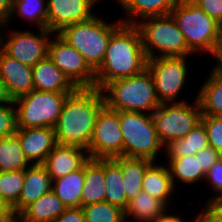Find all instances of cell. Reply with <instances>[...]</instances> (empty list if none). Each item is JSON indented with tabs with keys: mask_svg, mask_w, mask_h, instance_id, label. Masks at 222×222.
Returning a JSON list of instances; mask_svg holds the SVG:
<instances>
[{
	"mask_svg": "<svg viewBox=\"0 0 222 222\" xmlns=\"http://www.w3.org/2000/svg\"><path fill=\"white\" fill-rule=\"evenodd\" d=\"M104 105L103 94L95 87L77 88L68 94L54 127L57 144L88 150L97 115Z\"/></svg>",
	"mask_w": 222,
	"mask_h": 222,
	"instance_id": "obj_1",
	"label": "cell"
},
{
	"mask_svg": "<svg viewBox=\"0 0 222 222\" xmlns=\"http://www.w3.org/2000/svg\"><path fill=\"white\" fill-rule=\"evenodd\" d=\"M141 35L135 24L122 23L111 35L103 62L95 72V88L130 77L147 68Z\"/></svg>",
	"mask_w": 222,
	"mask_h": 222,
	"instance_id": "obj_2",
	"label": "cell"
},
{
	"mask_svg": "<svg viewBox=\"0 0 222 222\" xmlns=\"http://www.w3.org/2000/svg\"><path fill=\"white\" fill-rule=\"evenodd\" d=\"M101 92L105 105L117 112H141L152 115L160 106L153 77L147 68L136 75L107 83Z\"/></svg>",
	"mask_w": 222,
	"mask_h": 222,
	"instance_id": "obj_3",
	"label": "cell"
},
{
	"mask_svg": "<svg viewBox=\"0 0 222 222\" xmlns=\"http://www.w3.org/2000/svg\"><path fill=\"white\" fill-rule=\"evenodd\" d=\"M123 22H107L98 14L90 19L63 28L57 34L69 45L76 48L89 67L96 72L101 66L112 33Z\"/></svg>",
	"mask_w": 222,
	"mask_h": 222,
	"instance_id": "obj_4",
	"label": "cell"
},
{
	"mask_svg": "<svg viewBox=\"0 0 222 222\" xmlns=\"http://www.w3.org/2000/svg\"><path fill=\"white\" fill-rule=\"evenodd\" d=\"M135 25L139 29L147 59L190 57L193 54L171 15L148 17Z\"/></svg>",
	"mask_w": 222,
	"mask_h": 222,
	"instance_id": "obj_5",
	"label": "cell"
},
{
	"mask_svg": "<svg viewBox=\"0 0 222 222\" xmlns=\"http://www.w3.org/2000/svg\"><path fill=\"white\" fill-rule=\"evenodd\" d=\"M170 15L183 33L193 54H209L212 51L220 23L211 18L193 0H180Z\"/></svg>",
	"mask_w": 222,
	"mask_h": 222,
	"instance_id": "obj_6",
	"label": "cell"
},
{
	"mask_svg": "<svg viewBox=\"0 0 222 222\" xmlns=\"http://www.w3.org/2000/svg\"><path fill=\"white\" fill-rule=\"evenodd\" d=\"M123 135V157L158 161L164 146L157 137L152 115L141 112L119 111Z\"/></svg>",
	"mask_w": 222,
	"mask_h": 222,
	"instance_id": "obj_7",
	"label": "cell"
},
{
	"mask_svg": "<svg viewBox=\"0 0 222 222\" xmlns=\"http://www.w3.org/2000/svg\"><path fill=\"white\" fill-rule=\"evenodd\" d=\"M33 89L14 100L17 128H54L68 94Z\"/></svg>",
	"mask_w": 222,
	"mask_h": 222,
	"instance_id": "obj_8",
	"label": "cell"
},
{
	"mask_svg": "<svg viewBox=\"0 0 222 222\" xmlns=\"http://www.w3.org/2000/svg\"><path fill=\"white\" fill-rule=\"evenodd\" d=\"M193 102L161 103L153 112L157 137L165 147L175 139L183 138L201 122L202 112L198 99Z\"/></svg>",
	"mask_w": 222,
	"mask_h": 222,
	"instance_id": "obj_9",
	"label": "cell"
},
{
	"mask_svg": "<svg viewBox=\"0 0 222 222\" xmlns=\"http://www.w3.org/2000/svg\"><path fill=\"white\" fill-rule=\"evenodd\" d=\"M35 31L13 30L10 26H2L0 27V48L8 56L33 67L39 61L48 57L49 42L54 34L48 29H37Z\"/></svg>",
	"mask_w": 222,
	"mask_h": 222,
	"instance_id": "obj_10",
	"label": "cell"
},
{
	"mask_svg": "<svg viewBox=\"0 0 222 222\" xmlns=\"http://www.w3.org/2000/svg\"><path fill=\"white\" fill-rule=\"evenodd\" d=\"M187 60V57H155L147 60V69L153 77L160 104L186 101L179 97L184 94L182 90L189 81Z\"/></svg>",
	"mask_w": 222,
	"mask_h": 222,
	"instance_id": "obj_11",
	"label": "cell"
},
{
	"mask_svg": "<svg viewBox=\"0 0 222 222\" xmlns=\"http://www.w3.org/2000/svg\"><path fill=\"white\" fill-rule=\"evenodd\" d=\"M88 155L93 159H111L123 156V135L119 111L104 105L97 115Z\"/></svg>",
	"mask_w": 222,
	"mask_h": 222,
	"instance_id": "obj_12",
	"label": "cell"
},
{
	"mask_svg": "<svg viewBox=\"0 0 222 222\" xmlns=\"http://www.w3.org/2000/svg\"><path fill=\"white\" fill-rule=\"evenodd\" d=\"M52 38L48 46L49 59L77 88H94L95 72L85 62L82 54L57 33Z\"/></svg>",
	"mask_w": 222,
	"mask_h": 222,
	"instance_id": "obj_13",
	"label": "cell"
},
{
	"mask_svg": "<svg viewBox=\"0 0 222 222\" xmlns=\"http://www.w3.org/2000/svg\"><path fill=\"white\" fill-rule=\"evenodd\" d=\"M97 0H47V29L58 33L66 26L83 22L96 14Z\"/></svg>",
	"mask_w": 222,
	"mask_h": 222,
	"instance_id": "obj_14",
	"label": "cell"
},
{
	"mask_svg": "<svg viewBox=\"0 0 222 222\" xmlns=\"http://www.w3.org/2000/svg\"><path fill=\"white\" fill-rule=\"evenodd\" d=\"M15 135L31 165L43 164L57 145L55 130L52 127L17 128Z\"/></svg>",
	"mask_w": 222,
	"mask_h": 222,
	"instance_id": "obj_15",
	"label": "cell"
},
{
	"mask_svg": "<svg viewBox=\"0 0 222 222\" xmlns=\"http://www.w3.org/2000/svg\"><path fill=\"white\" fill-rule=\"evenodd\" d=\"M0 79L7 87L13 100L34 89L32 67L8 56L1 48Z\"/></svg>",
	"mask_w": 222,
	"mask_h": 222,
	"instance_id": "obj_16",
	"label": "cell"
},
{
	"mask_svg": "<svg viewBox=\"0 0 222 222\" xmlns=\"http://www.w3.org/2000/svg\"><path fill=\"white\" fill-rule=\"evenodd\" d=\"M89 159L88 151L81 147L57 144L42 165L55 180L80 169Z\"/></svg>",
	"mask_w": 222,
	"mask_h": 222,
	"instance_id": "obj_17",
	"label": "cell"
},
{
	"mask_svg": "<svg viewBox=\"0 0 222 222\" xmlns=\"http://www.w3.org/2000/svg\"><path fill=\"white\" fill-rule=\"evenodd\" d=\"M52 190V179L42 164L25 169V180L18 203L12 208L18 215L26 206Z\"/></svg>",
	"mask_w": 222,
	"mask_h": 222,
	"instance_id": "obj_18",
	"label": "cell"
},
{
	"mask_svg": "<svg viewBox=\"0 0 222 222\" xmlns=\"http://www.w3.org/2000/svg\"><path fill=\"white\" fill-rule=\"evenodd\" d=\"M180 0H118L125 16L119 18L125 24H137L148 17L170 15Z\"/></svg>",
	"mask_w": 222,
	"mask_h": 222,
	"instance_id": "obj_19",
	"label": "cell"
},
{
	"mask_svg": "<svg viewBox=\"0 0 222 222\" xmlns=\"http://www.w3.org/2000/svg\"><path fill=\"white\" fill-rule=\"evenodd\" d=\"M33 86L38 91L74 92L77 87L68 77L49 59L39 61L32 67Z\"/></svg>",
	"mask_w": 222,
	"mask_h": 222,
	"instance_id": "obj_20",
	"label": "cell"
},
{
	"mask_svg": "<svg viewBox=\"0 0 222 222\" xmlns=\"http://www.w3.org/2000/svg\"><path fill=\"white\" fill-rule=\"evenodd\" d=\"M165 165L153 161L146 168L142 180V191L162 201L169 208L171 207L169 201L174 200L172 198L175 197L177 188L174 187L169 169Z\"/></svg>",
	"mask_w": 222,
	"mask_h": 222,
	"instance_id": "obj_21",
	"label": "cell"
},
{
	"mask_svg": "<svg viewBox=\"0 0 222 222\" xmlns=\"http://www.w3.org/2000/svg\"><path fill=\"white\" fill-rule=\"evenodd\" d=\"M84 177L81 207L105 201L104 159L90 158L84 164Z\"/></svg>",
	"mask_w": 222,
	"mask_h": 222,
	"instance_id": "obj_22",
	"label": "cell"
},
{
	"mask_svg": "<svg viewBox=\"0 0 222 222\" xmlns=\"http://www.w3.org/2000/svg\"><path fill=\"white\" fill-rule=\"evenodd\" d=\"M196 93L202 115L222 116V73L211 69Z\"/></svg>",
	"mask_w": 222,
	"mask_h": 222,
	"instance_id": "obj_23",
	"label": "cell"
},
{
	"mask_svg": "<svg viewBox=\"0 0 222 222\" xmlns=\"http://www.w3.org/2000/svg\"><path fill=\"white\" fill-rule=\"evenodd\" d=\"M65 208L62 201L51 190L26 206L18 216L26 222H55Z\"/></svg>",
	"mask_w": 222,
	"mask_h": 222,
	"instance_id": "obj_24",
	"label": "cell"
},
{
	"mask_svg": "<svg viewBox=\"0 0 222 222\" xmlns=\"http://www.w3.org/2000/svg\"><path fill=\"white\" fill-rule=\"evenodd\" d=\"M120 167L123 174V189L129 201L142 191V180L146 168L153 162L145 158H127L118 156L112 158Z\"/></svg>",
	"mask_w": 222,
	"mask_h": 222,
	"instance_id": "obj_25",
	"label": "cell"
},
{
	"mask_svg": "<svg viewBox=\"0 0 222 222\" xmlns=\"http://www.w3.org/2000/svg\"><path fill=\"white\" fill-rule=\"evenodd\" d=\"M209 140L204 124L200 122L183 138H178L164 147L167 158L192 156L209 147Z\"/></svg>",
	"mask_w": 222,
	"mask_h": 222,
	"instance_id": "obj_26",
	"label": "cell"
},
{
	"mask_svg": "<svg viewBox=\"0 0 222 222\" xmlns=\"http://www.w3.org/2000/svg\"><path fill=\"white\" fill-rule=\"evenodd\" d=\"M166 209H168V207L162 201L141 191L136 197L129 200L127 208L125 209V221L151 222Z\"/></svg>",
	"mask_w": 222,
	"mask_h": 222,
	"instance_id": "obj_27",
	"label": "cell"
},
{
	"mask_svg": "<svg viewBox=\"0 0 222 222\" xmlns=\"http://www.w3.org/2000/svg\"><path fill=\"white\" fill-rule=\"evenodd\" d=\"M84 165L72 173L52 180V190L66 208L81 207Z\"/></svg>",
	"mask_w": 222,
	"mask_h": 222,
	"instance_id": "obj_28",
	"label": "cell"
},
{
	"mask_svg": "<svg viewBox=\"0 0 222 222\" xmlns=\"http://www.w3.org/2000/svg\"><path fill=\"white\" fill-rule=\"evenodd\" d=\"M169 163L166 166L169 169L174 187L179 182L185 185L199 184V182L205 181L206 174L200 167L199 157L181 156L166 159ZM179 181V182H178Z\"/></svg>",
	"mask_w": 222,
	"mask_h": 222,
	"instance_id": "obj_29",
	"label": "cell"
},
{
	"mask_svg": "<svg viewBox=\"0 0 222 222\" xmlns=\"http://www.w3.org/2000/svg\"><path fill=\"white\" fill-rule=\"evenodd\" d=\"M24 19L36 29H47V0H13L12 10L6 26L13 18ZM12 20V21H11Z\"/></svg>",
	"mask_w": 222,
	"mask_h": 222,
	"instance_id": "obj_30",
	"label": "cell"
},
{
	"mask_svg": "<svg viewBox=\"0 0 222 222\" xmlns=\"http://www.w3.org/2000/svg\"><path fill=\"white\" fill-rule=\"evenodd\" d=\"M104 178L105 201L125 210L129 201L123 189V174L121 167L112 158L104 159Z\"/></svg>",
	"mask_w": 222,
	"mask_h": 222,
	"instance_id": "obj_31",
	"label": "cell"
},
{
	"mask_svg": "<svg viewBox=\"0 0 222 222\" xmlns=\"http://www.w3.org/2000/svg\"><path fill=\"white\" fill-rule=\"evenodd\" d=\"M30 165L15 134L0 138V172L25 170Z\"/></svg>",
	"mask_w": 222,
	"mask_h": 222,
	"instance_id": "obj_32",
	"label": "cell"
},
{
	"mask_svg": "<svg viewBox=\"0 0 222 222\" xmlns=\"http://www.w3.org/2000/svg\"><path fill=\"white\" fill-rule=\"evenodd\" d=\"M85 222H126L125 210L103 201L81 207Z\"/></svg>",
	"mask_w": 222,
	"mask_h": 222,
	"instance_id": "obj_33",
	"label": "cell"
},
{
	"mask_svg": "<svg viewBox=\"0 0 222 222\" xmlns=\"http://www.w3.org/2000/svg\"><path fill=\"white\" fill-rule=\"evenodd\" d=\"M25 180V170L0 172V195L13 208L19 197Z\"/></svg>",
	"mask_w": 222,
	"mask_h": 222,
	"instance_id": "obj_34",
	"label": "cell"
},
{
	"mask_svg": "<svg viewBox=\"0 0 222 222\" xmlns=\"http://www.w3.org/2000/svg\"><path fill=\"white\" fill-rule=\"evenodd\" d=\"M209 145L222 155V116L202 115Z\"/></svg>",
	"mask_w": 222,
	"mask_h": 222,
	"instance_id": "obj_35",
	"label": "cell"
},
{
	"mask_svg": "<svg viewBox=\"0 0 222 222\" xmlns=\"http://www.w3.org/2000/svg\"><path fill=\"white\" fill-rule=\"evenodd\" d=\"M16 131L17 119L14 103L0 105V138L12 136Z\"/></svg>",
	"mask_w": 222,
	"mask_h": 222,
	"instance_id": "obj_36",
	"label": "cell"
},
{
	"mask_svg": "<svg viewBox=\"0 0 222 222\" xmlns=\"http://www.w3.org/2000/svg\"><path fill=\"white\" fill-rule=\"evenodd\" d=\"M204 182L208 183L214 194L216 193L214 196L222 195V158L206 173Z\"/></svg>",
	"mask_w": 222,
	"mask_h": 222,
	"instance_id": "obj_37",
	"label": "cell"
},
{
	"mask_svg": "<svg viewBox=\"0 0 222 222\" xmlns=\"http://www.w3.org/2000/svg\"><path fill=\"white\" fill-rule=\"evenodd\" d=\"M201 210L212 222H222V195L209 197Z\"/></svg>",
	"mask_w": 222,
	"mask_h": 222,
	"instance_id": "obj_38",
	"label": "cell"
},
{
	"mask_svg": "<svg viewBox=\"0 0 222 222\" xmlns=\"http://www.w3.org/2000/svg\"><path fill=\"white\" fill-rule=\"evenodd\" d=\"M196 157H199L200 167L206 174L218 159L221 158V154L217 152L213 147L209 146L196 153Z\"/></svg>",
	"mask_w": 222,
	"mask_h": 222,
	"instance_id": "obj_39",
	"label": "cell"
},
{
	"mask_svg": "<svg viewBox=\"0 0 222 222\" xmlns=\"http://www.w3.org/2000/svg\"><path fill=\"white\" fill-rule=\"evenodd\" d=\"M211 18L222 24V0H193Z\"/></svg>",
	"mask_w": 222,
	"mask_h": 222,
	"instance_id": "obj_40",
	"label": "cell"
},
{
	"mask_svg": "<svg viewBox=\"0 0 222 222\" xmlns=\"http://www.w3.org/2000/svg\"><path fill=\"white\" fill-rule=\"evenodd\" d=\"M55 222H85L83 210L81 207L65 208Z\"/></svg>",
	"mask_w": 222,
	"mask_h": 222,
	"instance_id": "obj_41",
	"label": "cell"
},
{
	"mask_svg": "<svg viewBox=\"0 0 222 222\" xmlns=\"http://www.w3.org/2000/svg\"><path fill=\"white\" fill-rule=\"evenodd\" d=\"M209 54L210 56L213 55L212 57L215 58V62H217L212 69H219L222 66V24H220L212 51Z\"/></svg>",
	"mask_w": 222,
	"mask_h": 222,
	"instance_id": "obj_42",
	"label": "cell"
},
{
	"mask_svg": "<svg viewBox=\"0 0 222 222\" xmlns=\"http://www.w3.org/2000/svg\"><path fill=\"white\" fill-rule=\"evenodd\" d=\"M13 0H0V27L6 26L12 10Z\"/></svg>",
	"mask_w": 222,
	"mask_h": 222,
	"instance_id": "obj_43",
	"label": "cell"
},
{
	"mask_svg": "<svg viewBox=\"0 0 222 222\" xmlns=\"http://www.w3.org/2000/svg\"><path fill=\"white\" fill-rule=\"evenodd\" d=\"M14 216L12 207L0 195V222H9Z\"/></svg>",
	"mask_w": 222,
	"mask_h": 222,
	"instance_id": "obj_44",
	"label": "cell"
},
{
	"mask_svg": "<svg viewBox=\"0 0 222 222\" xmlns=\"http://www.w3.org/2000/svg\"><path fill=\"white\" fill-rule=\"evenodd\" d=\"M170 209H166L162 214H160L155 220L151 222H185L186 219H183L180 214H169Z\"/></svg>",
	"mask_w": 222,
	"mask_h": 222,
	"instance_id": "obj_45",
	"label": "cell"
},
{
	"mask_svg": "<svg viewBox=\"0 0 222 222\" xmlns=\"http://www.w3.org/2000/svg\"><path fill=\"white\" fill-rule=\"evenodd\" d=\"M9 103H14V100L10 96L7 87L0 79V105L9 104Z\"/></svg>",
	"mask_w": 222,
	"mask_h": 222,
	"instance_id": "obj_46",
	"label": "cell"
},
{
	"mask_svg": "<svg viewBox=\"0 0 222 222\" xmlns=\"http://www.w3.org/2000/svg\"><path fill=\"white\" fill-rule=\"evenodd\" d=\"M191 222H212L202 211L198 215L194 216Z\"/></svg>",
	"mask_w": 222,
	"mask_h": 222,
	"instance_id": "obj_47",
	"label": "cell"
},
{
	"mask_svg": "<svg viewBox=\"0 0 222 222\" xmlns=\"http://www.w3.org/2000/svg\"><path fill=\"white\" fill-rule=\"evenodd\" d=\"M13 222H26L22 218H20L18 215H15L13 217Z\"/></svg>",
	"mask_w": 222,
	"mask_h": 222,
	"instance_id": "obj_48",
	"label": "cell"
},
{
	"mask_svg": "<svg viewBox=\"0 0 222 222\" xmlns=\"http://www.w3.org/2000/svg\"><path fill=\"white\" fill-rule=\"evenodd\" d=\"M99 3H101V2H104V0L102 1V0H97ZM118 0H116V2H117Z\"/></svg>",
	"mask_w": 222,
	"mask_h": 222,
	"instance_id": "obj_49",
	"label": "cell"
},
{
	"mask_svg": "<svg viewBox=\"0 0 222 222\" xmlns=\"http://www.w3.org/2000/svg\"><path fill=\"white\" fill-rule=\"evenodd\" d=\"M218 70L222 73V66Z\"/></svg>",
	"mask_w": 222,
	"mask_h": 222,
	"instance_id": "obj_50",
	"label": "cell"
}]
</instances>
